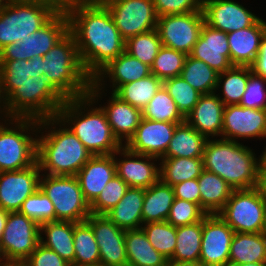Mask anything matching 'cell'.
Wrapping results in <instances>:
<instances>
[{
  "label": "cell",
  "instance_id": "1",
  "mask_svg": "<svg viewBox=\"0 0 266 266\" xmlns=\"http://www.w3.org/2000/svg\"><path fill=\"white\" fill-rule=\"evenodd\" d=\"M65 11L80 61L93 79L111 60L125 51V40L102 3L84 1L69 6Z\"/></svg>",
  "mask_w": 266,
  "mask_h": 266
},
{
  "label": "cell",
  "instance_id": "2",
  "mask_svg": "<svg viewBox=\"0 0 266 266\" xmlns=\"http://www.w3.org/2000/svg\"><path fill=\"white\" fill-rule=\"evenodd\" d=\"M101 90L92 81L88 95L65 100L57 113V118L76 135L92 156L114 154L123 146L114 136L105 111L101 106L93 105L103 95L104 90Z\"/></svg>",
  "mask_w": 266,
  "mask_h": 266
},
{
  "label": "cell",
  "instance_id": "3",
  "mask_svg": "<svg viewBox=\"0 0 266 266\" xmlns=\"http://www.w3.org/2000/svg\"><path fill=\"white\" fill-rule=\"evenodd\" d=\"M41 129L47 133L43 135ZM39 133L43 134H35L36 161L40 170L45 171L44 174L75 176L92 157L84 144L57 116L39 120Z\"/></svg>",
  "mask_w": 266,
  "mask_h": 266
},
{
  "label": "cell",
  "instance_id": "4",
  "mask_svg": "<svg viewBox=\"0 0 266 266\" xmlns=\"http://www.w3.org/2000/svg\"><path fill=\"white\" fill-rule=\"evenodd\" d=\"M210 139L204 146L203 169L220 176L233 190L259 187L258 158L252 149L232 140Z\"/></svg>",
  "mask_w": 266,
  "mask_h": 266
},
{
  "label": "cell",
  "instance_id": "5",
  "mask_svg": "<svg viewBox=\"0 0 266 266\" xmlns=\"http://www.w3.org/2000/svg\"><path fill=\"white\" fill-rule=\"evenodd\" d=\"M43 71L44 77L65 100L88 95L92 79L83 68L70 32L43 55Z\"/></svg>",
  "mask_w": 266,
  "mask_h": 266
},
{
  "label": "cell",
  "instance_id": "6",
  "mask_svg": "<svg viewBox=\"0 0 266 266\" xmlns=\"http://www.w3.org/2000/svg\"><path fill=\"white\" fill-rule=\"evenodd\" d=\"M65 99L44 76L29 77L7 98V111L11 118L36 120L56 117Z\"/></svg>",
  "mask_w": 266,
  "mask_h": 266
},
{
  "label": "cell",
  "instance_id": "7",
  "mask_svg": "<svg viewBox=\"0 0 266 266\" xmlns=\"http://www.w3.org/2000/svg\"><path fill=\"white\" fill-rule=\"evenodd\" d=\"M6 121V126L0 122V172L32 166L36 162L37 137L33 138L29 132H39V120L11 118L8 123Z\"/></svg>",
  "mask_w": 266,
  "mask_h": 266
},
{
  "label": "cell",
  "instance_id": "8",
  "mask_svg": "<svg viewBox=\"0 0 266 266\" xmlns=\"http://www.w3.org/2000/svg\"><path fill=\"white\" fill-rule=\"evenodd\" d=\"M57 12L52 5L39 1L8 0L0 11V50L36 32Z\"/></svg>",
  "mask_w": 266,
  "mask_h": 266
},
{
  "label": "cell",
  "instance_id": "9",
  "mask_svg": "<svg viewBox=\"0 0 266 266\" xmlns=\"http://www.w3.org/2000/svg\"><path fill=\"white\" fill-rule=\"evenodd\" d=\"M39 188L52 201L56 220L79 223L86 221L91 214L76 176L42 174Z\"/></svg>",
  "mask_w": 266,
  "mask_h": 266
},
{
  "label": "cell",
  "instance_id": "10",
  "mask_svg": "<svg viewBox=\"0 0 266 266\" xmlns=\"http://www.w3.org/2000/svg\"><path fill=\"white\" fill-rule=\"evenodd\" d=\"M218 215L240 233H262L266 217V201L259 187L233 190Z\"/></svg>",
  "mask_w": 266,
  "mask_h": 266
},
{
  "label": "cell",
  "instance_id": "11",
  "mask_svg": "<svg viewBox=\"0 0 266 266\" xmlns=\"http://www.w3.org/2000/svg\"><path fill=\"white\" fill-rule=\"evenodd\" d=\"M69 32L66 11H58L45 25L29 34L19 43L6 45L0 50V60H31L45 55Z\"/></svg>",
  "mask_w": 266,
  "mask_h": 266
},
{
  "label": "cell",
  "instance_id": "12",
  "mask_svg": "<svg viewBox=\"0 0 266 266\" xmlns=\"http://www.w3.org/2000/svg\"><path fill=\"white\" fill-rule=\"evenodd\" d=\"M40 243V224L19 211L9 212L0 250L5 261H25Z\"/></svg>",
  "mask_w": 266,
  "mask_h": 266
},
{
  "label": "cell",
  "instance_id": "13",
  "mask_svg": "<svg viewBox=\"0 0 266 266\" xmlns=\"http://www.w3.org/2000/svg\"><path fill=\"white\" fill-rule=\"evenodd\" d=\"M102 4L109 10L125 41L156 29L158 16L152 0H105Z\"/></svg>",
  "mask_w": 266,
  "mask_h": 266
},
{
  "label": "cell",
  "instance_id": "14",
  "mask_svg": "<svg viewBox=\"0 0 266 266\" xmlns=\"http://www.w3.org/2000/svg\"><path fill=\"white\" fill-rule=\"evenodd\" d=\"M203 11L159 16L156 30L162 46L190 55L203 24Z\"/></svg>",
  "mask_w": 266,
  "mask_h": 266
},
{
  "label": "cell",
  "instance_id": "15",
  "mask_svg": "<svg viewBox=\"0 0 266 266\" xmlns=\"http://www.w3.org/2000/svg\"><path fill=\"white\" fill-rule=\"evenodd\" d=\"M233 229L218 215L202 220L200 262L204 266H224L229 261Z\"/></svg>",
  "mask_w": 266,
  "mask_h": 266
},
{
  "label": "cell",
  "instance_id": "16",
  "mask_svg": "<svg viewBox=\"0 0 266 266\" xmlns=\"http://www.w3.org/2000/svg\"><path fill=\"white\" fill-rule=\"evenodd\" d=\"M40 173L37 161L22 170L0 172V208L19 211L24 200L39 188Z\"/></svg>",
  "mask_w": 266,
  "mask_h": 266
},
{
  "label": "cell",
  "instance_id": "17",
  "mask_svg": "<svg viewBox=\"0 0 266 266\" xmlns=\"http://www.w3.org/2000/svg\"><path fill=\"white\" fill-rule=\"evenodd\" d=\"M86 222L94 232L100 252V264L128 266L125 230L117 227L106 215L90 214Z\"/></svg>",
  "mask_w": 266,
  "mask_h": 266
},
{
  "label": "cell",
  "instance_id": "18",
  "mask_svg": "<svg viewBox=\"0 0 266 266\" xmlns=\"http://www.w3.org/2000/svg\"><path fill=\"white\" fill-rule=\"evenodd\" d=\"M223 139L238 142L239 139L266 138V110L226 105L223 114Z\"/></svg>",
  "mask_w": 266,
  "mask_h": 266
},
{
  "label": "cell",
  "instance_id": "19",
  "mask_svg": "<svg viewBox=\"0 0 266 266\" xmlns=\"http://www.w3.org/2000/svg\"><path fill=\"white\" fill-rule=\"evenodd\" d=\"M205 23L225 33L252 26L259 17L234 0H203Z\"/></svg>",
  "mask_w": 266,
  "mask_h": 266
},
{
  "label": "cell",
  "instance_id": "20",
  "mask_svg": "<svg viewBox=\"0 0 266 266\" xmlns=\"http://www.w3.org/2000/svg\"><path fill=\"white\" fill-rule=\"evenodd\" d=\"M117 154L121 155V157L123 156L124 160H118L115 157ZM157 159L159 158L134 153L123 145L114 153L116 174L129 187L147 189L160 179V167H157L154 162ZM152 160L153 162H151Z\"/></svg>",
  "mask_w": 266,
  "mask_h": 266
},
{
  "label": "cell",
  "instance_id": "21",
  "mask_svg": "<svg viewBox=\"0 0 266 266\" xmlns=\"http://www.w3.org/2000/svg\"><path fill=\"white\" fill-rule=\"evenodd\" d=\"M177 124L142 118L134 135L124 146L134 153L160 159L166 153Z\"/></svg>",
  "mask_w": 266,
  "mask_h": 266
},
{
  "label": "cell",
  "instance_id": "22",
  "mask_svg": "<svg viewBox=\"0 0 266 266\" xmlns=\"http://www.w3.org/2000/svg\"><path fill=\"white\" fill-rule=\"evenodd\" d=\"M190 56L206 63L216 72L230 69V48L227 33L203 24L200 36L194 45Z\"/></svg>",
  "mask_w": 266,
  "mask_h": 266
},
{
  "label": "cell",
  "instance_id": "23",
  "mask_svg": "<svg viewBox=\"0 0 266 266\" xmlns=\"http://www.w3.org/2000/svg\"><path fill=\"white\" fill-rule=\"evenodd\" d=\"M116 175L114 154L92 156L75 175L86 202L91 205Z\"/></svg>",
  "mask_w": 266,
  "mask_h": 266
},
{
  "label": "cell",
  "instance_id": "24",
  "mask_svg": "<svg viewBox=\"0 0 266 266\" xmlns=\"http://www.w3.org/2000/svg\"><path fill=\"white\" fill-rule=\"evenodd\" d=\"M151 74V67L142 63L126 51L111 60L103 67L92 79V81L101 89L105 90L104 78L106 77L112 83V92L114 93L121 85L137 81ZM103 83V84H102Z\"/></svg>",
  "mask_w": 266,
  "mask_h": 266
},
{
  "label": "cell",
  "instance_id": "25",
  "mask_svg": "<svg viewBox=\"0 0 266 266\" xmlns=\"http://www.w3.org/2000/svg\"><path fill=\"white\" fill-rule=\"evenodd\" d=\"M225 105L216 92L200 96L185 121L207 139L222 135Z\"/></svg>",
  "mask_w": 266,
  "mask_h": 266
},
{
  "label": "cell",
  "instance_id": "26",
  "mask_svg": "<svg viewBox=\"0 0 266 266\" xmlns=\"http://www.w3.org/2000/svg\"><path fill=\"white\" fill-rule=\"evenodd\" d=\"M266 33V22L259 18L252 26L227 33L230 62L233 66H251Z\"/></svg>",
  "mask_w": 266,
  "mask_h": 266
},
{
  "label": "cell",
  "instance_id": "27",
  "mask_svg": "<svg viewBox=\"0 0 266 266\" xmlns=\"http://www.w3.org/2000/svg\"><path fill=\"white\" fill-rule=\"evenodd\" d=\"M111 94L107 105L101 108L106 113L114 136L123 145L134 135L142 119V111L122 101L114 93Z\"/></svg>",
  "mask_w": 266,
  "mask_h": 266
},
{
  "label": "cell",
  "instance_id": "28",
  "mask_svg": "<svg viewBox=\"0 0 266 266\" xmlns=\"http://www.w3.org/2000/svg\"><path fill=\"white\" fill-rule=\"evenodd\" d=\"M144 188L129 187L123 198L105 215L123 230L141 229Z\"/></svg>",
  "mask_w": 266,
  "mask_h": 266
},
{
  "label": "cell",
  "instance_id": "29",
  "mask_svg": "<svg viewBox=\"0 0 266 266\" xmlns=\"http://www.w3.org/2000/svg\"><path fill=\"white\" fill-rule=\"evenodd\" d=\"M42 233H45V240ZM40 243L74 266V222L56 220L41 223Z\"/></svg>",
  "mask_w": 266,
  "mask_h": 266
},
{
  "label": "cell",
  "instance_id": "30",
  "mask_svg": "<svg viewBox=\"0 0 266 266\" xmlns=\"http://www.w3.org/2000/svg\"><path fill=\"white\" fill-rule=\"evenodd\" d=\"M34 76H44L43 56L31 60H0V78L5 98L27 78Z\"/></svg>",
  "mask_w": 266,
  "mask_h": 266
},
{
  "label": "cell",
  "instance_id": "31",
  "mask_svg": "<svg viewBox=\"0 0 266 266\" xmlns=\"http://www.w3.org/2000/svg\"><path fill=\"white\" fill-rule=\"evenodd\" d=\"M207 138L186 121L179 123L166 153L161 158H202Z\"/></svg>",
  "mask_w": 266,
  "mask_h": 266
},
{
  "label": "cell",
  "instance_id": "32",
  "mask_svg": "<svg viewBox=\"0 0 266 266\" xmlns=\"http://www.w3.org/2000/svg\"><path fill=\"white\" fill-rule=\"evenodd\" d=\"M200 206L208 214H218L230 198L233 189L217 174L203 169L198 177Z\"/></svg>",
  "mask_w": 266,
  "mask_h": 266
},
{
  "label": "cell",
  "instance_id": "33",
  "mask_svg": "<svg viewBox=\"0 0 266 266\" xmlns=\"http://www.w3.org/2000/svg\"><path fill=\"white\" fill-rule=\"evenodd\" d=\"M128 266H167L166 260L149 243L142 229L125 230Z\"/></svg>",
  "mask_w": 266,
  "mask_h": 266
},
{
  "label": "cell",
  "instance_id": "34",
  "mask_svg": "<svg viewBox=\"0 0 266 266\" xmlns=\"http://www.w3.org/2000/svg\"><path fill=\"white\" fill-rule=\"evenodd\" d=\"M174 199L173 187L160 179L145 189L142 207L143 224L166 221Z\"/></svg>",
  "mask_w": 266,
  "mask_h": 266
},
{
  "label": "cell",
  "instance_id": "35",
  "mask_svg": "<svg viewBox=\"0 0 266 266\" xmlns=\"http://www.w3.org/2000/svg\"><path fill=\"white\" fill-rule=\"evenodd\" d=\"M229 261L241 265L266 264V237L263 233L235 232L231 241Z\"/></svg>",
  "mask_w": 266,
  "mask_h": 266
},
{
  "label": "cell",
  "instance_id": "36",
  "mask_svg": "<svg viewBox=\"0 0 266 266\" xmlns=\"http://www.w3.org/2000/svg\"><path fill=\"white\" fill-rule=\"evenodd\" d=\"M160 180L170 186L196 179L203 171L202 158H160Z\"/></svg>",
  "mask_w": 266,
  "mask_h": 266
},
{
  "label": "cell",
  "instance_id": "37",
  "mask_svg": "<svg viewBox=\"0 0 266 266\" xmlns=\"http://www.w3.org/2000/svg\"><path fill=\"white\" fill-rule=\"evenodd\" d=\"M251 73L252 70L249 66H232L230 69L218 73L215 92L216 90H219L220 87L221 89L223 88L221 90L223 96H219V94L217 95L225 106L240 103Z\"/></svg>",
  "mask_w": 266,
  "mask_h": 266
},
{
  "label": "cell",
  "instance_id": "38",
  "mask_svg": "<svg viewBox=\"0 0 266 266\" xmlns=\"http://www.w3.org/2000/svg\"><path fill=\"white\" fill-rule=\"evenodd\" d=\"M162 86L163 81L150 74L145 78L121 85L114 94L142 111Z\"/></svg>",
  "mask_w": 266,
  "mask_h": 266
},
{
  "label": "cell",
  "instance_id": "39",
  "mask_svg": "<svg viewBox=\"0 0 266 266\" xmlns=\"http://www.w3.org/2000/svg\"><path fill=\"white\" fill-rule=\"evenodd\" d=\"M202 240V221L177 227V244L169 261H200Z\"/></svg>",
  "mask_w": 266,
  "mask_h": 266
},
{
  "label": "cell",
  "instance_id": "40",
  "mask_svg": "<svg viewBox=\"0 0 266 266\" xmlns=\"http://www.w3.org/2000/svg\"><path fill=\"white\" fill-rule=\"evenodd\" d=\"M74 266L100 264V252L92 227L86 222H74Z\"/></svg>",
  "mask_w": 266,
  "mask_h": 266
},
{
  "label": "cell",
  "instance_id": "41",
  "mask_svg": "<svg viewBox=\"0 0 266 266\" xmlns=\"http://www.w3.org/2000/svg\"><path fill=\"white\" fill-rule=\"evenodd\" d=\"M180 76L202 95L215 92L218 72L201 60L187 55Z\"/></svg>",
  "mask_w": 266,
  "mask_h": 266
},
{
  "label": "cell",
  "instance_id": "42",
  "mask_svg": "<svg viewBox=\"0 0 266 266\" xmlns=\"http://www.w3.org/2000/svg\"><path fill=\"white\" fill-rule=\"evenodd\" d=\"M142 118L161 122L182 123L185 117L178 110L173 98L162 86L142 110Z\"/></svg>",
  "mask_w": 266,
  "mask_h": 266
},
{
  "label": "cell",
  "instance_id": "43",
  "mask_svg": "<svg viewBox=\"0 0 266 266\" xmlns=\"http://www.w3.org/2000/svg\"><path fill=\"white\" fill-rule=\"evenodd\" d=\"M143 225L141 229L145 232L149 243L169 261L177 244V227L167 221L149 222Z\"/></svg>",
  "mask_w": 266,
  "mask_h": 266
},
{
  "label": "cell",
  "instance_id": "44",
  "mask_svg": "<svg viewBox=\"0 0 266 266\" xmlns=\"http://www.w3.org/2000/svg\"><path fill=\"white\" fill-rule=\"evenodd\" d=\"M161 47L162 42L156 29L132 36L125 41V51L150 67Z\"/></svg>",
  "mask_w": 266,
  "mask_h": 266
},
{
  "label": "cell",
  "instance_id": "45",
  "mask_svg": "<svg viewBox=\"0 0 266 266\" xmlns=\"http://www.w3.org/2000/svg\"><path fill=\"white\" fill-rule=\"evenodd\" d=\"M186 57L182 52L162 46L151 66V74L162 81L180 76Z\"/></svg>",
  "mask_w": 266,
  "mask_h": 266
},
{
  "label": "cell",
  "instance_id": "46",
  "mask_svg": "<svg viewBox=\"0 0 266 266\" xmlns=\"http://www.w3.org/2000/svg\"><path fill=\"white\" fill-rule=\"evenodd\" d=\"M163 86L173 98L178 110L184 117L193 110L202 95L181 76L164 80Z\"/></svg>",
  "mask_w": 266,
  "mask_h": 266
},
{
  "label": "cell",
  "instance_id": "47",
  "mask_svg": "<svg viewBox=\"0 0 266 266\" xmlns=\"http://www.w3.org/2000/svg\"><path fill=\"white\" fill-rule=\"evenodd\" d=\"M19 212L39 224L56 221L54 205L40 188L24 200Z\"/></svg>",
  "mask_w": 266,
  "mask_h": 266
},
{
  "label": "cell",
  "instance_id": "48",
  "mask_svg": "<svg viewBox=\"0 0 266 266\" xmlns=\"http://www.w3.org/2000/svg\"><path fill=\"white\" fill-rule=\"evenodd\" d=\"M129 186L116 174L90 205V213L105 215L123 198Z\"/></svg>",
  "mask_w": 266,
  "mask_h": 266
},
{
  "label": "cell",
  "instance_id": "49",
  "mask_svg": "<svg viewBox=\"0 0 266 266\" xmlns=\"http://www.w3.org/2000/svg\"><path fill=\"white\" fill-rule=\"evenodd\" d=\"M207 215L200 205L175 198L166 221L178 227L202 221Z\"/></svg>",
  "mask_w": 266,
  "mask_h": 266
},
{
  "label": "cell",
  "instance_id": "50",
  "mask_svg": "<svg viewBox=\"0 0 266 266\" xmlns=\"http://www.w3.org/2000/svg\"><path fill=\"white\" fill-rule=\"evenodd\" d=\"M266 79L251 73L247 82L246 90L238 105L253 109L266 110Z\"/></svg>",
  "mask_w": 266,
  "mask_h": 266
},
{
  "label": "cell",
  "instance_id": "51",
  "mask_svg": "<svg viewBox=\"0 0 266 266\" xmlns=\"http://www.w3.org/2000/svg\"><path fill=\"white\" fill-rule=\"evenodd\" d=\"M157 16L202 11L203 0H152Z\"/></svg>",
  "mask_w": 266,
  "mask_h": 266
},
{
  "label": "cell",
  "instance_id": "52",
  "mask_svg": "<svg viewBox=\"0 0 266 266\" xmlns=\"http://www.w3.org/2000/svg\"><path fill=\"white\" fill-rule=\"evenodd\" d=\"M25 262L29 266H71L62 259L55 251L39 243L35 251L31 253Z\"/></svg>",
  "mask_w": 266,
  "mask_h": 266
},
{
  "label": "cell",
  "instance_id": "53",
  "mask_svg": "<svg viewBox=\"0 0 266 266\" xmlns=\"http://www.w3.org/2000/svg\"><path fill=\"white\" fill-rule=\"evenodd\" d=\"M175 198L190 201L200 205V190L198 178L190 179L172 186Z\"/></svg>",
  "mask_w": 266,
  "mask_h": 266
},
{
  "label": "cell",
  "instance_id": "54",
  "mask_svg": "<svg viewBox=\"0 0 266 266\" xmlns=\"http://www.w3.org/2000/svg\"><path fill=\"white\" fill-rule=\"evenodd\" d=\"M250 68L253 73L266 79V33L261 39L259 53Z\"/></svg>",
  "mask_w": 266,
  "mask_h": 266
},
{
  "label": "cell",
  "instance_id": "55",
  "mask_svg": "<svg viewBox=\"0 0 266 266\" xmlns=\"http://www.w3.org/2000/svg\"><path fill=\"white\" fill-rule=\"evenodd\" d=\"M84 1L85 0H50V5H52L57 11H65L69 6Z\"/></svg>",
  "mask_w": 266,
  "mask_h": 266
},
{
  "label": "cell",
  "instance_id": "56",
  "mask_svg": "<svg viewBox=\"0 0 266 266\" xmlns=\"http://www.w3.org/2000/svg\"><path fill=\"white\" fill-rule=\"evenodd\" d=\"M0 114H1L0 119H1L2 115L5 117V119H7V122L11 119V116L9 115V113L7 111L6 98H5L3 90H2L1 78H0Z\"/></svg>",
  "mask_w": 266,
  "mask_h": 266
},
{
  "label": "cell",
  "instance_id": "57",
  "mask_svg": "<svg viewBox=\"0 0 266 266\" xmlns=\"http://www.w3.org/2000/svg\"><path fill=\"white\" fill-rule=\"evenodd\" d=\"M258 165H259V179L266 176V148L265 151L262 152L260 157H258Z\"/></svg>",
  "mask_w": 266,
  "mask_h": 266
},
{
  "label": "cell",
  "instance_id": "58",
  "mask_svg": "<svg viewBox=\"0 0 266 266\" xmlns=\"http://www.w3.org/2000/svg\"><path fill=\"white\" fill-rule=\"evenodd\" d=\"M8 214H9V211H6V210H3L2 208H0V239L3 235V231H4L5 226H6Z\"/></svg>",
  "mask_w": 266,
  "mask_h": 266
},
{
  "label": "cell",
  "instance_id": "59",
  "mask_svg": "<svg viewBox=\"0 0 266 266\" xmlns=\"http://www.w3.org/2000/svg\"><path fill=\"white\" fill-rule=\"evenodd\" d=\"M167 266H204V265L200 261L197 262L168 261Z\"/></svg>",
  "mask_w": 266,
  "mask_h": 266
},
{
  "label": "cell",
  "instance_id": "60",
  "mask_svg": "<svg viewBox=\"0 0 266 266\" xmlns=\"http://www.w3.org/2000/svg\"><path fill=\"white\" fill-rule=\"evenodd\" d=\"M1 266H29L25 261H5Z\"/></svg>",
  "mask_w": 266,
  "mask_h": 266
},
{
  "label": "cell",
  "instance_id": "61",
  "mask_svg": "<svg viewBox=\"0 0 266 266\" xmlns=\"http://www.w3.org/2000/svg\"><path fill=\"white\" fill-rule=\"evenodd\" d=\"M259 188L261 189L264 199L266 201V176L260 178L259 180Z\"/></svg>",
  "mask_w": 266,
  "mask_h": 266
},
{
  "label": "cell",
  "instance_id": "62",
  "mask_svg": "<svg viewBox=\"0 0 266 266\" xmlns=\"http://www.w3.org/2000/svg\"><path fill=\"white\" fill-rule=\"evenodd\" d=\"M224 266H243L239 263L228 261Z\"/></svg>",
  "mask_w": 266,
  "mask_h": 266
},
{
  "label": "cell",
  "instance_id": "63",
  "mask_svg": "<svg viewBox=\"0 0 266 266\" xmlns=\"http://www.w3.org/2000/svg\"><path fill=\"white\" fill-rule=\"evenodd\" d=\"M243 266H266V264H263V263H251V264H244Z\"/></svg>",
  "mask_w": 266,
  "mask_h": 266
},
{
  "label": "cell",
  "instance_id": "64",
  "mask_svg": "<svg viewBox=\"0 0 266 266\" xmlns=\"http://www.w3.org/2000/svg\"><path fill=\"white\" fill-rule=\"evenodd\" d=\"M19 1H39L50 5V0H19Z\"/></svg>",
  "mask_w": 266,
  "mask_h": 266
},
{
  "label": "cell",
  "instance_id": "65",
  "mask_svg": "<svg viewBox=\"0 0 266 266\" xmlns=\"http://www.w3.org/2000/svg\"><path fill=\"white\" fill-rule=\"evenodd\" d=\"M85 1L89 3H103L105 0H85Z\"/></svg>",
  "mask_w": 266,
  "mask_h": 266
},
{
  "label": "cell",
  "instance_id": "66",
  "mask_svg": "<svg viewBox=\"0 0 266 266\" xmlns=\"http://www.w3.org/2000/svg\"><path fill=\"white\" fill-rule=\"evenodd\" d=\"M8 0H0V11L3 9Z\"/></svg>",
  "mask_w": 266,
  "mask_h": 266
},
{
  "label": "cell",
  "instance_id": "67",
  "mask_svg": "<svg viewBox=\"0 0 266 266\" xmlns=\"http://www.w3.org/2000/svg\"><path fill=\"white\" fill-rule=\"evenodd\" d=\"M5 262L4 258H3V255L1 253V250H0V266Z\"/></svg>",
  "mask_w": 266,
  "mask_h": 266
},
{
  "label": "cell",
  "instance_id": "68",
  "mask_svg": "<svg viewBox=\"0 0 266 266\" xmlns=\"http://www.w3.org/2000/svg\"><path fill=\"white\" fill-rule=\"evenodd\" d=\"M262 233L266 237V217H265V225H264V229H263Z\"/></svg>",
  "mask_w": 266,
  "mask_h": 266
},
{
  "label": "cell",
  "instance_id": "69",
  "mask_svg": "<svg viewBox=\"0 0 266 266\" xmlns=\"http://www.w3.org/2000/svg\"><path fill=\"white\" fill-rule=\"evenodd\" d=\"M89 266H105L103 264L89 265Z\"/></svg>",
  "mask_w": 266,
  "mask_h": 266
}]
</instances>
